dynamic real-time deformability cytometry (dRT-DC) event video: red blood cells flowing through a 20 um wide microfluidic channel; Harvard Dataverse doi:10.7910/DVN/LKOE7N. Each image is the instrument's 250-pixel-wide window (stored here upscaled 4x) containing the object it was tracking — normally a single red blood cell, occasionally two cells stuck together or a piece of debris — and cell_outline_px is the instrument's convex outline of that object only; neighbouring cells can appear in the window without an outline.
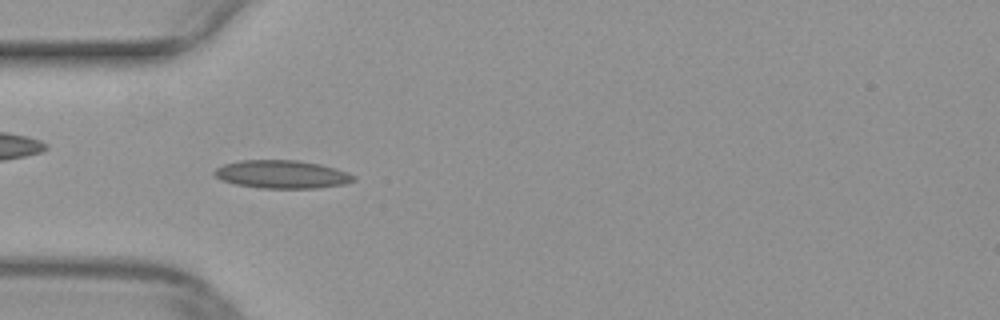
{"species": "common noctule bat (a hibernating species)", "species_latin": "Nyctalus noctula", "temperature_condition": "warm", "stored_images_in_passage": 50, "camera_frame_rate_fps": 3000, "um_per_image_px": 0.085, "animal": {"sex": "female", "body_mass_g": 29.2, "forearm_length_mm": 56.3}, "frame": {"image": 1, "passage_image": 15, "time_ms": 4.667, "image_size_px": [1000, 320], "cell_outline_px": [[356, 180], [344, 184], [320, 188], [260, 188], [236, 184], [220, 180], [212, 172], [216, 168], [224, 164], [240, 160], [296, 160], [320, 164], [336, 168], [348, 172], [356, 176]], "centroid_in_image_um": [23.98, 14.82], "position_along_channel_um": 61.0, "area_um2": 22.95}}
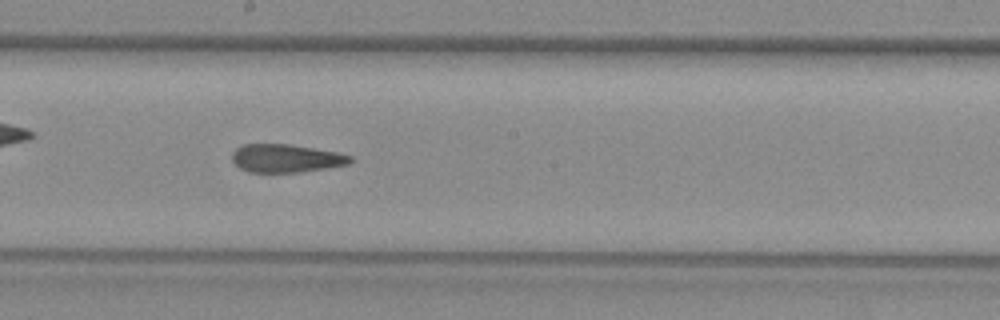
{"frame": {"image": 2, "passage_image": 27, "time_ms": 8.667, "image_size_px": [1000, 320], "cell_outline_px": [[352, 160], [348, 164], [300, 172], [248, 172], [240, 168], [232, 160], [232, 152], [236, 148], [244, 144], [288, 144], [336, 152], [352, 156]], "centroid_in_image_um": [24.27, 13.45], "position_along_channel_um": 223.9, "area_um2": 19.19}}
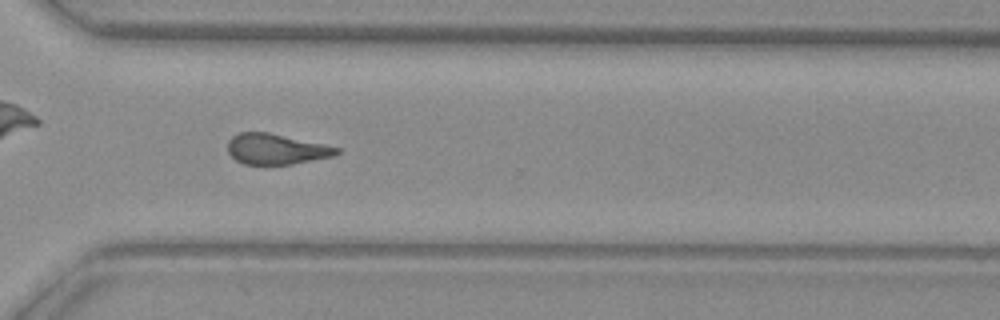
{"frame": {"image": 3, "passage_image": 36, "time_ms": 11.667, "image_size_px": [1000, 320], "cell_outline_px": [[340, 152], [336, 156], [292, 164], [244, 164], [236, 160], [228, 152], [228, 140], [236, 132], [268, 132], [340, 148]], "centroid_in_image_um": [23.46, 12.67], "position_along_channel_um": 347.1, "area_um2": 19.36}}